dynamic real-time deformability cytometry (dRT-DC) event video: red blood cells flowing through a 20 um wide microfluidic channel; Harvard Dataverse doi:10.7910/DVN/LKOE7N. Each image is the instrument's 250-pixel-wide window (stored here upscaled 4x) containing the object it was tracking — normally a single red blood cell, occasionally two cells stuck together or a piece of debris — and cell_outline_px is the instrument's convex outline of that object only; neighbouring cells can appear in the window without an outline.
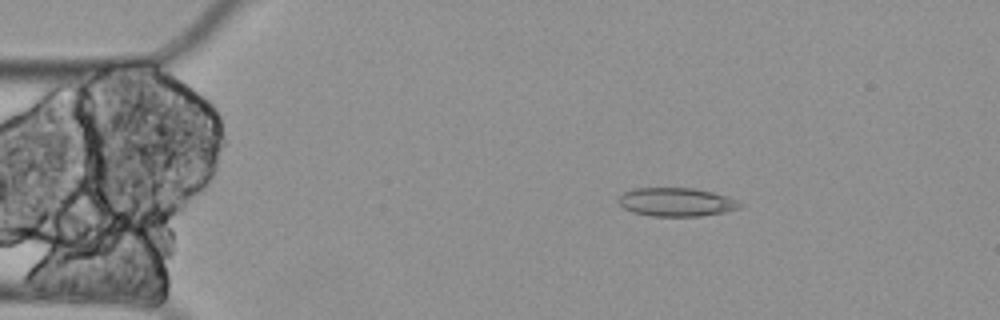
{"species": "Egyptian fruit bat (a non-hibernating species)", "species_latin": "Rousettus aegyptiacus", "temperature_condition": "cold", "stored_images_in_passage": 4, "camera_frame_rate_fps": 3000, "um_per_image_px": 0.085, "animal": {"sex": "female"}, "frame": {"image": 1, "passage_image": 2, "time_ms": 0.333, "image_size_px": [1000, 320], "cell_outline_px": [[744, 204], [740, 208], [724, 212], [700, 216], [652, 216], [632, 212], [624, 208], [616, 200], [624, 192], [636, 188], [692, 188], [712, 192], [728, 196]], "centroid_in_image_um": [57.49, 17.18], "position_along_channel_um": 27.5, "area_um2": 20.23}}